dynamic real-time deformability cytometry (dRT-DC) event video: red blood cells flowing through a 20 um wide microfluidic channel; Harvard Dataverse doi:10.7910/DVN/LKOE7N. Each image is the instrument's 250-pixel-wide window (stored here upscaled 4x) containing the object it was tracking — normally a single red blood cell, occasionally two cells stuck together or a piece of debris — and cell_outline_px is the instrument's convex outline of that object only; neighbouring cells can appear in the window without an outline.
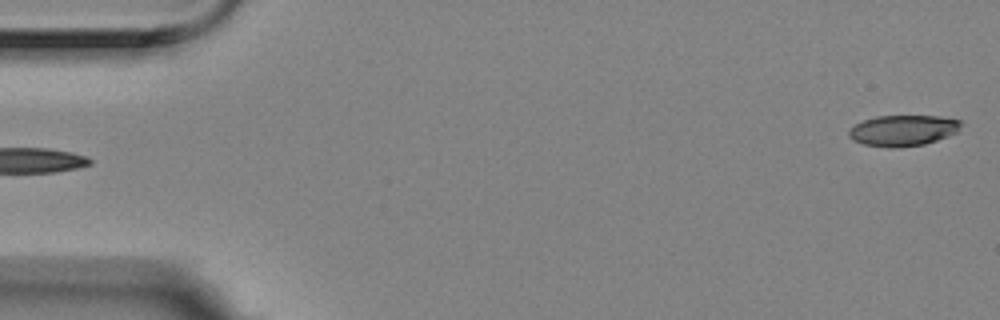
{"species": "Egyptian fruit bat (a non-hibernating species)", "species_latin": "Rousettus aegyptiacus", "temperature_condition": "room temperature", "stored_images_in_passage": 6, "segment_of_instrument_passage": [2, 2], "camera_frame_rate_fps": 3000, "um_per_image_px": 0.085, "animal": {"sex": "female"}, "frame": {"image": 1, "passage_image": 6, "time_ms": 1.667, "image_size_px": [1000, 320], "cell_outline_px": [[964, 124], [956, 132], [948, 136], [924, 144], [900, 148], [888, 148], [864, 144], [852, 140], [848, 136], [848, 128], [864, 120], [876, 116], [940, 116], [960, 120]], "centroid_in_image_um": [76.74, 11.09], "position_along_channel_um": 8.3, "area_um2": 20.4}}